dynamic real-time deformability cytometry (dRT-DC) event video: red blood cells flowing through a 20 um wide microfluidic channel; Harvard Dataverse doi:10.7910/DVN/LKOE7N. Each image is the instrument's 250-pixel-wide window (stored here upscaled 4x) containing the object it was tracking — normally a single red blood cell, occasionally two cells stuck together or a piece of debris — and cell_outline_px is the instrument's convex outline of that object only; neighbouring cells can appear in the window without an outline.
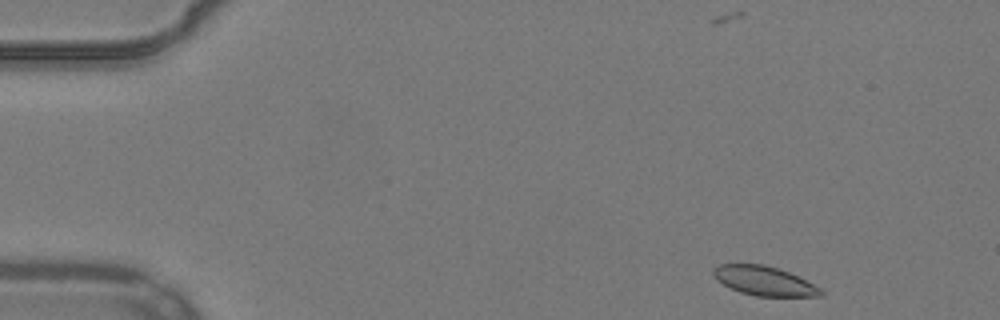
{"species": "common noctule bat (a hibernating species)", "species_latin": "Nyctalus noctula", "temperature_condition": "warm", "stored_images_in_passage": 49, "camera_frame_rate_fps": 3000, "um_per_image_px": 0.085, "animal": {"sex": "male", "body_mass_g": 19.2, "forearm_length_mm": 51.8}, "frame": {"image": 1, "passage_image": 1, "time_ms": 0.0, "image_size_px": [1000, 320], "cell_outline_px": [[824, 296], [756, 296], [740, 292], [716, 280], [712, 276], [712, 268], [720, 264], [764, 264], [788, 272], [820, 288], [824, 292]], "centroid_in_image_um": [64.91, 23.87], "position_along_channel_um": 20.1, "area_um2": 18.15}}
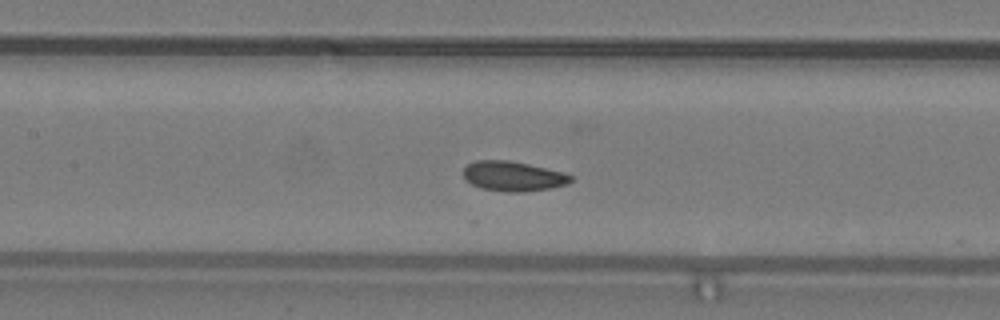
{"frame": {"image": 2, "passage_image": 20, "time_ms": 6.333, "image_size_px": [1000, 320], "cell_outline_px": [[572, 180], [568, 184], [552, 188], [524, 192], [504, 192], [480, 188], [464, 180], [464, 168], [468, 164], [476, 160], [508, 160], [528, 164], [564, 172], [572, 176]], "centroid_in_image_um": [43.61, 14.99], "position_along_channel_um": 163.8, "area_um2": 18.84}}
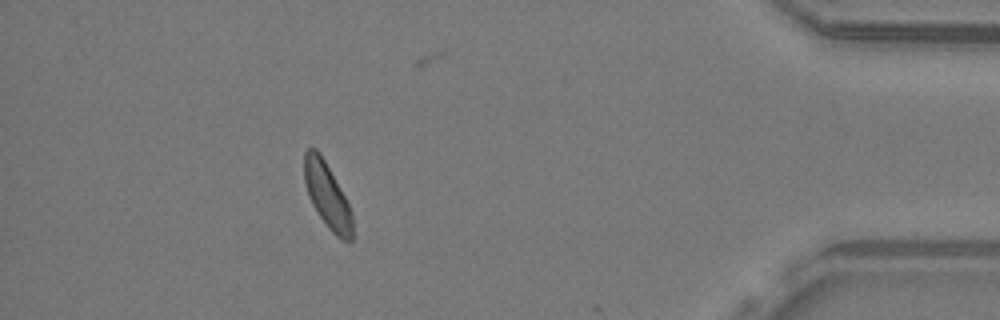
{"frame": {"image": 3, "passage_image": 43, "time_ms": 14.0, "image_size_px": [1000, 320], "cell_outline_px": [[352, 240], [344, 240], [336, 236], [328, 228], [312, 204], [308, 196], [304, 180], [304, 152], [308, 148], [316, 148], [320, 152], [340, 188], [352, 212]], "centroid_in_image_um": [27.79, 16.59], "position_along_channel_um": 407.4, "area_um2": 18.09}, "authors_computed_cell_mechanics": {"area_um2": 18.6116, "velocity_mm_per_s": 3.8422, "shape_relaxation_time_tau1_ms": 5.4729, "shape_relaxation_time_tau2_ms": null, "deformation_change_tau1": 0.0827, "deformation_change_tau2": null}}